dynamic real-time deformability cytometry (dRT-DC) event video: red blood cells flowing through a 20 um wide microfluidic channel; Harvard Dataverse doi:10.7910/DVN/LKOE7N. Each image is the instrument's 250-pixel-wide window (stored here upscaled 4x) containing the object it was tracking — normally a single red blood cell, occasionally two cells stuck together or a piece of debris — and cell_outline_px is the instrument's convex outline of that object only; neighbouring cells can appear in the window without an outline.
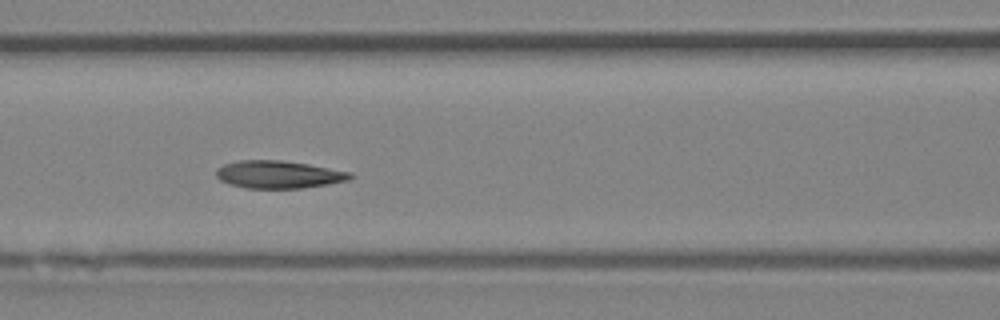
{"species": "Egyptian fruit bat (a non-hibernating species)", "species_latin": "Rousettus aegyptiacus", "temperature_condition": "room temperature", "stored_images_in_passage": 13, "camera_frame_rate_fps": 3000, "um_per_image_px": 0.085, "animal": {"sex": "female"}, "frame": {"image": 1, "passage_image": 6, "time_ms": 1.667, "image_size_px": [1000, 320], "cell_outline_px": [[344, 176], [332, 180], [312, 184], [244, 184], [252, 164], [296, 164], [316, 168]], "centroid_in_image_um": [24.45, 14.85], "position_along_channel_um": 142.2, "area_um2": 11.16}}